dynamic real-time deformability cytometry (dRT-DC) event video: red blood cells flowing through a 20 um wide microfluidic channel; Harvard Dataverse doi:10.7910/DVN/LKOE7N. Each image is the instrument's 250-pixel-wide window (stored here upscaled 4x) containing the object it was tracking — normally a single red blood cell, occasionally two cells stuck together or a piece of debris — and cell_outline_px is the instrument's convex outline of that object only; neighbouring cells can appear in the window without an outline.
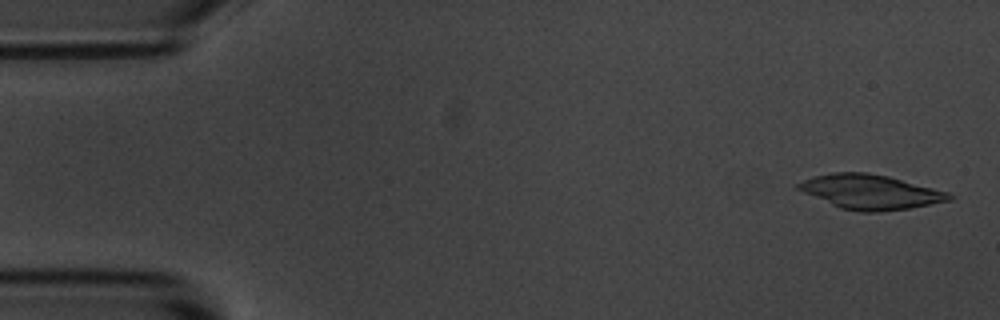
{"species": "common noctule bat (a hibernating species)", "species_latin": "Nyctalus noctula", "temperature_condition": "room temperature", "stored_images_in_passage": 16, "camera_frame_rate_fps": 3000, "um_per_image_px": 0.085, "animal": {"sex": "male", "body_mass_g": 20.1, "forearm_length_mm": 53.5}, "frame": {"image": 1, "passage_image": 2, "time_ms": 0.333, "image_size_px": [1000, 320], "cell_outline_px": [[956, 196], [952, 200], [908, 208], [876, 212], [860, 212], [840, 208], [792, 188], [796, 184], [812, 176], [832, 172], [868, 172], [888, 176], [948, 192]], "centroid_in_image_um": [73.93, 16.3], "position_along_channel_um": 11.1, "area_um2": 30.46}}